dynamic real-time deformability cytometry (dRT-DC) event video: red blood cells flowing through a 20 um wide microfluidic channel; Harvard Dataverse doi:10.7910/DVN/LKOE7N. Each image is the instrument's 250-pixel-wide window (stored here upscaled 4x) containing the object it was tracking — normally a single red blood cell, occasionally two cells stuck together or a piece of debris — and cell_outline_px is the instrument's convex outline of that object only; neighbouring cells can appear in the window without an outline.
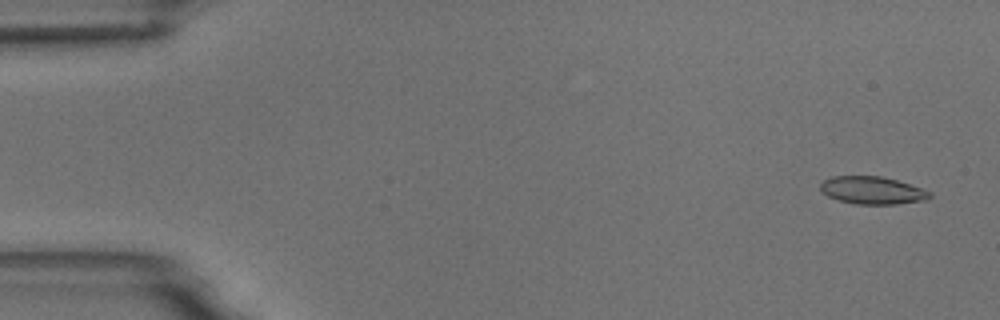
{"species": "common noctule bat (a hibernating species)", "species_latin": "Nyctalus noctula", "temperature_condition": "room temperature", "stored_images_in_passage": 4, "camera_frame_rate_fps": 3000, "um_per_image_px": 0.085, "animal": {"sex": "male", "body_mass_g": 18.8}, "frame": {"image": 1, "passage_image": 1, "time_ms": 0.0, "image_size_px": [1000, 320], "cell_outline_px": [[932, 196], [928, 200], [896, 204], [856, 204], [840, 200], [828, 196], [820, 188], [820, 184], [824, 180], [832, 176], [880, 176], [896, 180], [932, 192]], "centroid_in_image_um": [74.17, 16.18], "position_along_channel_um": 10.8, "area_um2": 17.46}}
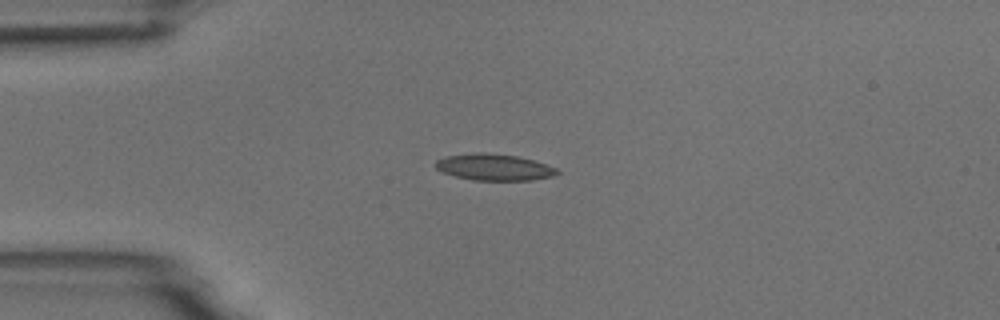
{"frame": {"image": 2, "passage_image": 4, "time_ms": 3.667, "image_size_px": [1000, 320], "cell_outline_px": [[560, 172], [552, 176], [532, 180], [472, 180], [456, 176], [444, 172], [436, 168], [436, 160], [448, 156], [476, 152], [484, 152], [516, 156], [532, 160], [556, 168]], "centroid_in_image_um": [42.0, 14.21], "position_along_channel_um": 43.0, "area_um2": 18.44}}